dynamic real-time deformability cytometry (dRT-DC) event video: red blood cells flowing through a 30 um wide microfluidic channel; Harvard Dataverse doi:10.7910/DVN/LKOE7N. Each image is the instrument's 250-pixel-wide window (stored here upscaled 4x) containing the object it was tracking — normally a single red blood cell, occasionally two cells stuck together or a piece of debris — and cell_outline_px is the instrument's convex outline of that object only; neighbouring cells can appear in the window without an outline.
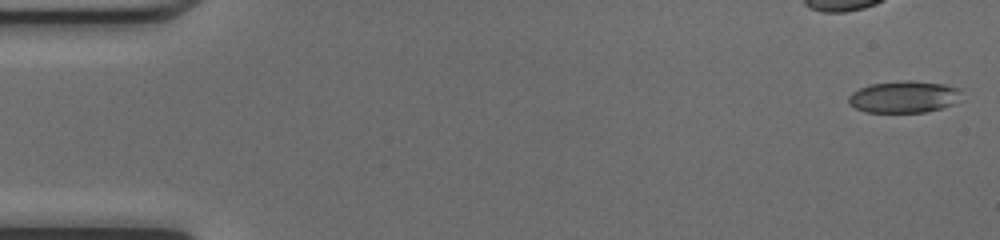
{"species": "common noctule bat (a hibernating species)", "species_latin": "Nyctalus noctula", "temperature_condition": "cold", "stored_images_in_passage": 47, "camera_frame_rate_fps": 3000, "um_per_image_px": 0.085, "animal": {"sex": "female", "body_mass_g": 17.0, "forearm_length_mm": 48.0}, "frame": {"image": 1, "passage_image": 1, "time_ms": 0.0, "image_size_px": [1000, 240], "cell_outline_px": [[964, 100], [940, 108], [924, 112], [864, 112], [848, 104], [848, 96], [852, 92], [860, 88], [872, 84], [900, 80], [912, 80], [944, 84], [960, 88]], "centroid_in_image_um": [76.87, 8.22], "position_along_channel_um": 8.1, "area_um2": 21.27}}
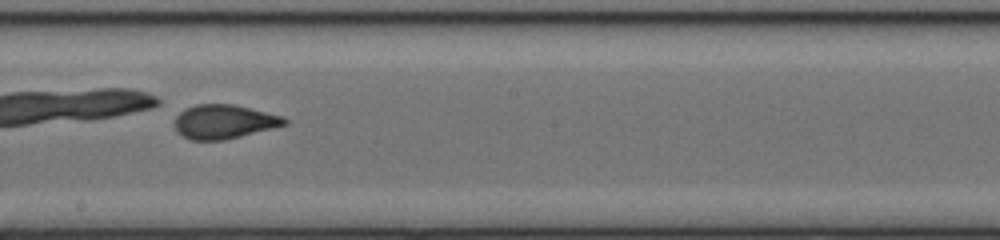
{"frame": {"image": 2, "passage_image": 27, "time_ms": 8.667, "image_size_px": [1000, 240], "cell_outline_px": [[288, 124], [224, 140], [192, 140], [184, 136], [172, 124], [176, 112], [184, 108], [196, 104], [232, 104], [284, 116], [288, 120]], "centroid_in_image_um": [19.0, 10.33], "position_along_channel_um": 229.2, "area_um2": 21.91}}
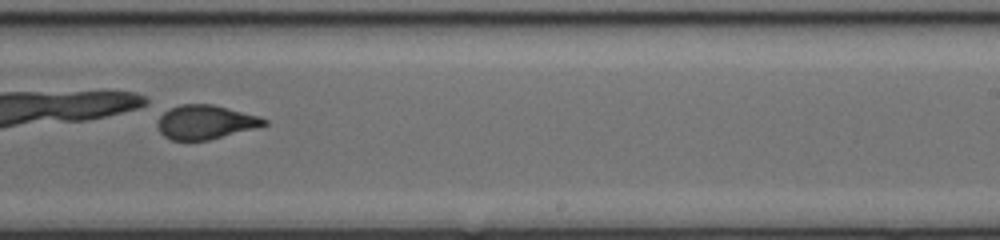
{"frame": {"image": 3, "passage_image": 30, "time_ms": 9.667, "image_size_px": [1000, 240], "cell_outline_px": [[268, 124], [256, 128], [208, 140], [172, 140], [164, 136], [160, 132], [156, 124], [160, 116], [164, 112], [180, 104], [212, 104], [260, 116], [268, 120]], "centroid_in_image_um": [17.47, 10.38], "position_along_channel_um": 271.5, "area_um2": 21.1}, "authors_computed_cell_mechanics": {"area_um2": 22.542, "velocity_mm_per_s": 4.2612, "shape_relaxation_time_tau1_ms": 10.9029, "shape_relaxation_time_tau2_ms": null, "deformation_change_tau1": 0.2405, "deformation_change_tau2": null}}